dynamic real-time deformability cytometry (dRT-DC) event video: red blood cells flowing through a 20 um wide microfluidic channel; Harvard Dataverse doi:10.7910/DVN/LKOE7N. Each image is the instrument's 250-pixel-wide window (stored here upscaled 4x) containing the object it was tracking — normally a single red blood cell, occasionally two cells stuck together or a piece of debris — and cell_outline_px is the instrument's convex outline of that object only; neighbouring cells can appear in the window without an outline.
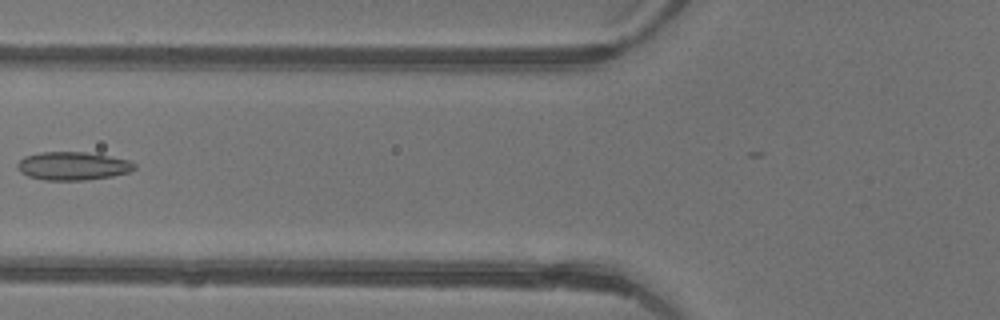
{"species": "common noctule bat (a hibernating species)", "species_latin": "Nyctalus noctula", "temperature_condition": "warm", "stored_images_in_passage": 3, "camera_frame_rate_fps": 3000, "um_per_image_px": 0.085, "animal": {"sex": "female"}, "frame": {"image": 1, "passage_image": 3, "time_ms": 0.667, "image_size_px": [1000, 320], "cell_outline_px": [[136, 168], [128, 172], [112, 176], [84, 180], [44, 180], [28, 176], [20, 172], [16, 168], [16, 164], [24, 156], [40, 152], [84, 152], [108, 156], [128, 160], [136, 164]], "centroid_in_image_um": [6.15, 14.11], "position_along_channel_um": 119.7, "area_um2": 19.25}}